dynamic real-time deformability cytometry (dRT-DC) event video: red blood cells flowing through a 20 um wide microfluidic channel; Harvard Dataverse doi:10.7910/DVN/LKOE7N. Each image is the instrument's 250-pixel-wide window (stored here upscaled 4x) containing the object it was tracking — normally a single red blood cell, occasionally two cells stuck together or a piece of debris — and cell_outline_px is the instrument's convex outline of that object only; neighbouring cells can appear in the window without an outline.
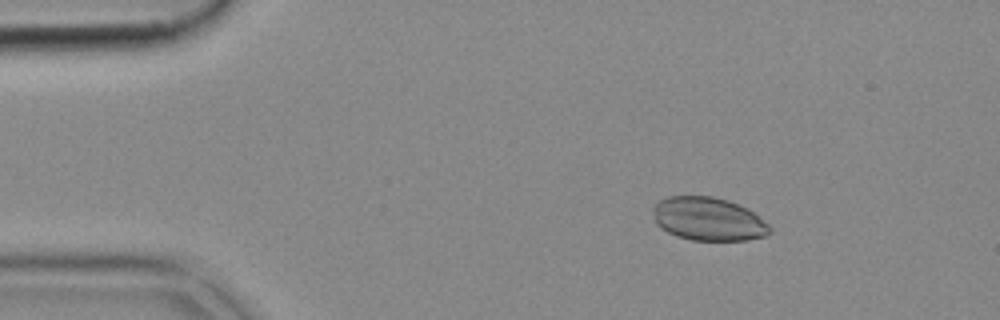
{"species": "common noctule bat (a hibernating species)", "species_latin": "Nyctalus noctula", "temperature_condition": "cold", "stored_images_in_passage": 52, "camera_frame_rate_fps": 3000, "um_per_image_px": 0.085, "animal": {"sex": "female", "body_mass_g": 18.4}, "frame": {"image": 1, "passage_image": 8, "time_ms": 2.333, "image_size_px": [1000, 320], "cell_outline_px": [[772, 232], [768, 236], [748, 240], [692, 240], [676, 236], [660, 228], [656, 224], [652, 208], [660, 200], [668, 196], [712, 196], [728, 200], [748, 208], [768, 224], [772, 228]], "centroid_in_image_um": [60.23, 18.62], "position_along_channel_um": 24.8, "area_um2": 29.71}}
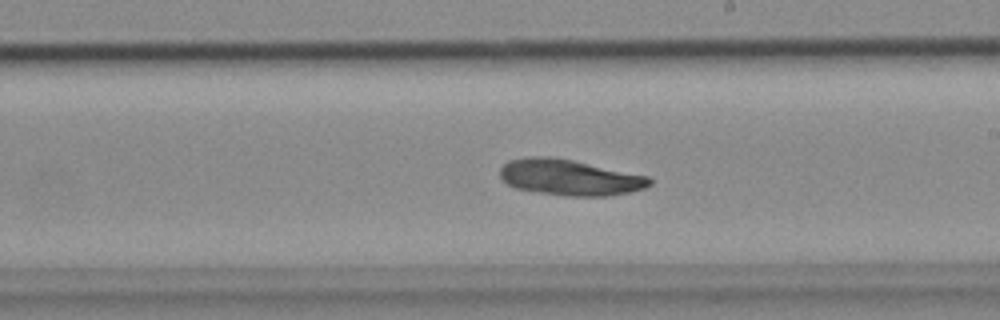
{"frame": {"image": 2, "passage_image": 30, "time_ms": 9.667, "image_size_px": [1000, 320], "cell_outline_px": [[652, 184], [644, 188], [628, 192], [608, 196], [564, 196], [516, 188], [508, 184], [500, 176], [500, 168], [508, 160], [528, 156], [552, 156], [572, 160], [648, 176], [652, 180]], "centroid_in_image_um": [48.4, 15.07], "position_along_channel_um": 240.6, "area_um2": 31.21}}
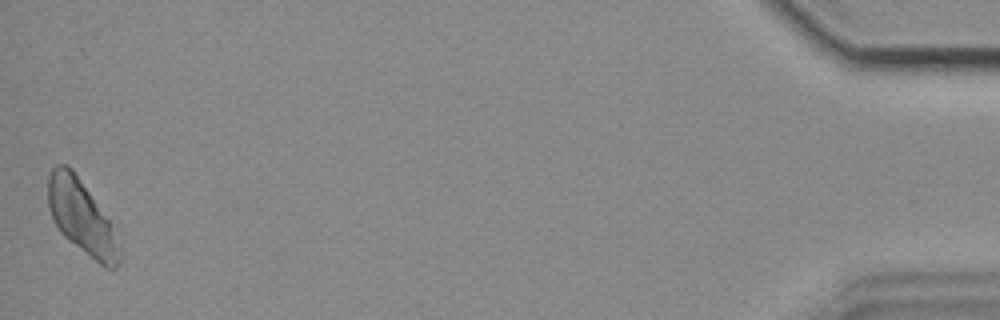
{"frame": {"image": 3, "passage_image": 52, "time_ms": 17.0, "image_size_px": [1000, 320], "cell_outline_px": [[120, 260], [116, 268], [108, 268], [100, 264], [68, 240], [60, 232], [52, 220], [48, 208], [48, 176], [52, 168], [56, 164], [68, 164], [72, 168], [108, 220], [120, 244]], "centroid_in_image_um": [6.89, 18.45], "position_along_channel_um": 428.3, "area_um2": 30.29}}